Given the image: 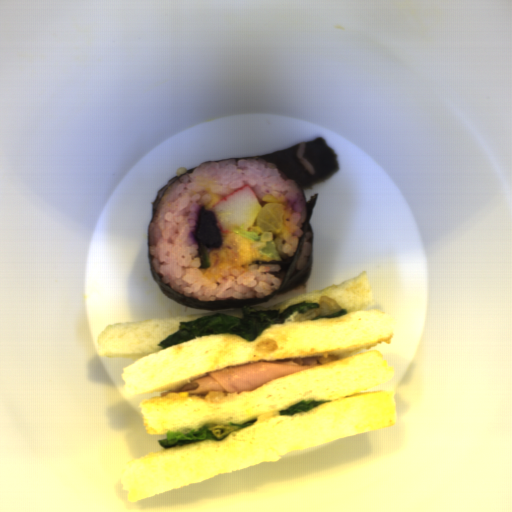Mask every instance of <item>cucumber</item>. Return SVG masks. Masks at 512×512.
<instances>
[{
  "instance_id": "1",
  "label": "cucumber",
  "mask_w": 512,
  "mask_h": 512,
  "mask_svg": "<svg viewBox=\"0 0 512 512\" xmlns=\"http://www.w3.org/2000/svg\"><path fill=\"white\" fill-rule=\"evenodd\" d=\"M259 253L270 260L282 261V256L271 239L264 240V246L260 248Z\"/></svg>"
},
{
  "instance_id": "2",
  "label": "cucumber",
  "mask_w": 512,
  "mask_h": 512,
  "mask_svg": "<svg viewBox=\"0 0 512 512\" xmlns=\"http://www.w3.org/2000/svg\"><path fill=\"white\" fill-rule=\"evenodd\" d=\"M197 251L199 256L200 268L209 267L211 264L208 254L209 249L206 248L204 245H199L198 243Z\"/></svg>"
},
{
  "instance_id": "3",
  "label": "cucumber",
  "mask_w": 512,
  "mask_h": 512,
  "mask_svg": "<svg viewBox=\"0 0 512 512\" xmlns=\"http://www.w3.org/2000/svg\"><path fill=\"white\" fill-rule=\"evenodd\" d=\"M235 234L240 235L246 239L251 241H262L260 240L261 235L257 233L250 232L247 228L239 231H233Z\"/></svg>"
}]
</instances>
